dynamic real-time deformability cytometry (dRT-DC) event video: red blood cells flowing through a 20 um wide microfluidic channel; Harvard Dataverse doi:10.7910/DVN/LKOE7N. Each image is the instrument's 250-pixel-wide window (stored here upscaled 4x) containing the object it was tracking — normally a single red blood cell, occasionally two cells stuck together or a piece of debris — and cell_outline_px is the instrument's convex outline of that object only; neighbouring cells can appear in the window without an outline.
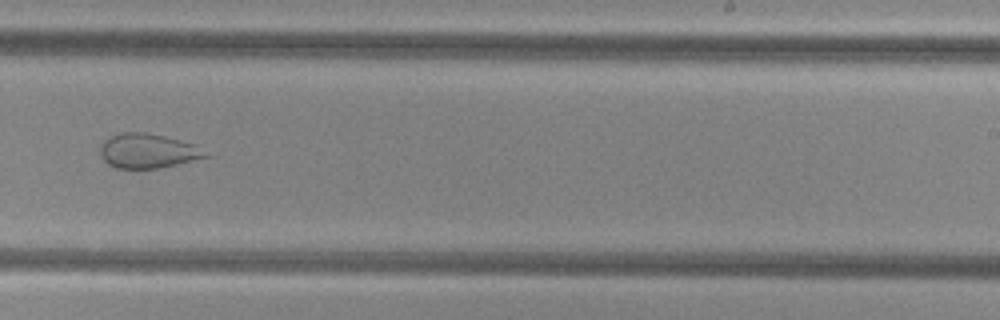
{"species": "common noctule bat (a hibernating species)", "species_latin": "Nyctalus noctula", "temperature_condition": "cold", "stored_images_in_passage": 52, "camera_frame_rate_fps": 3000, "um_per_image_px": 0.085, "animal": {"sex": "female", "body_mass_g": 29.2, "forearm_length_mm": 56.3}, "frame": {"image": 1, "passage_image": 33, "time_ms": 10.667, "image_size_px": [1000, 320], "cell_outline_px": [[212, 156], [160, 168], [116, 168], [108, 164], [100, 156], [100, 144], [108, 136], [120, 132], [144, 132], [164, 136], [196, 144]], "centroid_in_image_um": [12.56, 12.82], "position_along_channel_um": 276.4, "area_um2": 21.44}}
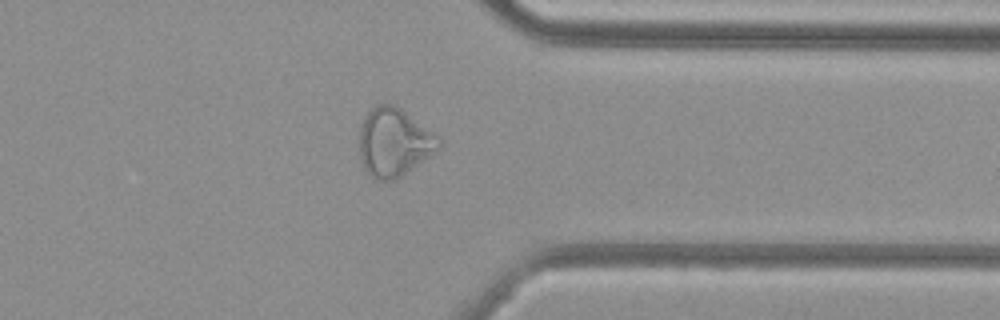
{"frame": {"image": 2, "passage_image": 41, "time_ms": 13.333, "image_size_px": [1000, 320], "cell_outline_px": [[444, 140], [440, 148], [436, 152], [400, 176], [392, 180], [376, 180], [364, 168], [360, 156], [360, 128], [364, 116], [376, 104], [392, 104], [400, 108], [440, 136]], "centroid_in_image_um": [33.52, 12.08], "position_along_channel_um": 377.9, "area_um2": 31.56}}
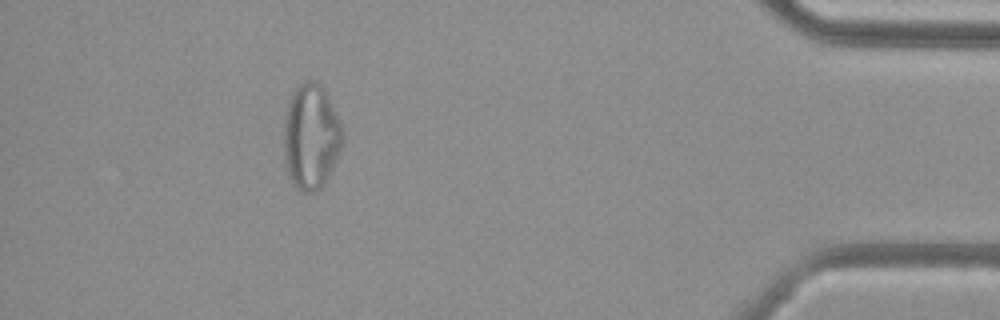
{"frame": {"image": 3, "passage_image": 47, "time_ms": 15.333, "image_size_px": [1000, 320], "cell_outline_px": [[344, 140], [340, 152], [324, 184], [320, 188], [312, 192], [304, 192], [296, 188], [288, 176], [284, 148], [284, 116], [292, 92], [300, 84], [308, 80], [312, 80], [320, 84], [324, 88], [344, 132]], "centroid_in_image_um": [26.44, 11.62], "position_along_channel_um": 408.8, "area_um2": 36.01}}